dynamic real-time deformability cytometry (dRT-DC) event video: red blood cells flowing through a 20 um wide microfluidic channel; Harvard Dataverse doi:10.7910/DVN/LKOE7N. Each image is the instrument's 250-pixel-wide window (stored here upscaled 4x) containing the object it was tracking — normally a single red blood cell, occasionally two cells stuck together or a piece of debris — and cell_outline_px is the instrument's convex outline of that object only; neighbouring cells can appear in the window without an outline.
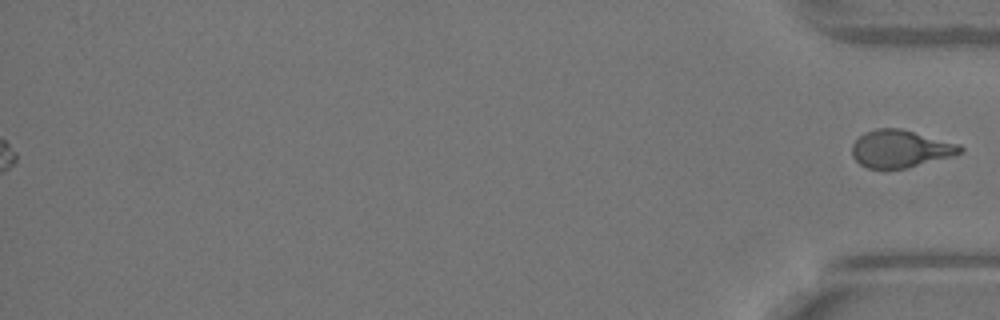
{"species": "Egyptian fruit bat (a non-hibernating species)", "species_latin": "Rousettus aegyptiacus", "temperature_condition": "warm", "stored_images_in_passage": 41, "segment_of_instrument_passage": [2, 2], "camera_frame_rate_fps": 3000, "um_per_image_px": 0.085, "animal": {"sex": "female"}, "frame": {"image": 1, "passage_image": 41, "time_ms": 13.333, "image_size_px": [1000, 320], "cell_outline_px": [[964, 152], [952, 156], [908, 168], [868, 168], [860, 164], [852, 156], [852, 144], [864, 132], [876, 128], [900, 128], [960, 144], [964, 148]], "centroid_in_image_um": [76.55, 12.64], "position_along_channel_um": 358.6, "area_um2": 23.64}}